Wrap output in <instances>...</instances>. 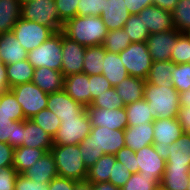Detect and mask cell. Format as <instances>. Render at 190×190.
Wrapping results in <instances>:
<instances>
[{
    "mask_svg": "<svg viewBox=\"0 0 190 190\" xmlns=\"http://www.w3.org/2000/svg\"><path fill=\"white\" fill-rule=\"evenodd\" d=\"M124 130L108 127H92L89 135L80 143V154L87 169L104 154L115 155L125 147Z\"/></svg>",
    "mask_w": 190,
    "mask_h": 190,
    "instance_id": "1",
    "label": "cell"
},
{
    "mask_svg": "<svg viewBox=\"0 0 190 190\" xmlns=\"http://www.w3.org/2000/svg\"><path fill=\"white\" fill-rule=\"evenodd\" d=\"M62 32L85 47L102 45L108 29L101 16H75L64 23Z\"/></svg>",
    "mask_w": 190,
    "mask_h": 190,
    "instance_id": "2",
    "label": "cell"
},
{
    "mask_svg": "<svg viewBox=\"0 0 190 190\" xmlns=\"http://www.w3.org/2000/svg\"><path fill=\"white\" fill-rule=\"evenodd\" d=\"M179 92L174 86L144 85V99L151 108L152 118H175L179 111Z\"/></svg>",
    "mask_w": 190,
    "mask_h": 190,
    "instance_id": "3",
    "label": "cell"
},
{
    "mask_svg": "<svg viewBox=\"0 0 190 190\" xmlns=\"http://www.w3.org/2000/svg\"><path fill=\"white\" fill-rule=\"evenodd\" d=\"M59 177L73 180H85L88 169L80 154L78 145H53L50 149Z\"/></svg>",
    "mask_w": 190,
    "mask_h": 190,
    "instance_id": "4",
    "label": "cell"
},
{
    "mask_svg": "<svg viewBox=\"0 0 190 190\" xmlns=\"http://www.w3.org/2000/svg\"><path fill=\"white\" fill-rule=\"evenodd\" d=\"M20 15L22 19L47 26L54 32L63 30L64 23L58 16L55 0L24 1Z\"/></svg>",
    "mask_w": 190,
    "mask_h": 190,
    "instance_id": "5",
    "label": "cell"
},
{
    "mask_svg": "<svg viewBox=\"0 0 190 190\" xmlns=\"http://www.w3.org/2000/svg\"><path fill=\"white\" fill-rule=\"evenodd\" d=\"M62 31L55 32L40 46L28 52V61L36 69L47 67L61 71Z\"/></svg>",
    "mask_w": 190,
    "mask_h": 190,
    "instance_id": "6",
    "label": "cell"
},
{
    "mask_svg": "<svg viewBox=\"0 0 190 190\" xmlns=\"http://www.w3.org/2000/svg\"><path fill=\"white\" fill-rule=\"evenodd\" d=\"M92 125L86 108L75 118H63L57 133L53 137V145H78L90 133Z\"/></svg>",
    "mask_w": 190,
    "mask_h": 190,
    "instance_id": "7",
    "label": "cell"
},
{
    "mask_svg": "<svg viewBox=\"0 0 190 190\" xmlns=\"http://www.w3.org/2000/svg\"><path fill=\"white\" fill-rule=\"evenodd\" d=\"M119 56L129 76L147 79L153 62L146 42L131 43Z\"/></svg>",
    "mask_w": 190,
    "mask_h": 190,
    "instance_id": "8",
    "label": "cell"
},
{
    "mask_svg": "<svg viewBox=\"0 0 190 190\" xmlns=\"http://www.w3.org/2000/svg\"><path fill=\"white\" fill-rule=\"evenodd\" d=\"M17 102L21 105L24 117L31 119L43 109H47L48 94L32 81L10 88Z\"/></svg>",
    "mask_w": 190,
    "mask_h": 190,
    "instance_id": "9",
    "label": "cell"
},
{
    "mask_svg": "<svg viewBox=\"0 0 190 190\" xmlns=\"http://www.w3.org/2000/svg\"><path fill=\"white\" fill-rule=\"evenodd\" d=\"M12 32L27 52L40 46L55 33L47 26L22 18L15 24Z\"/></svg>",
    "mask_w": 190,
    "mask_h": 190,
    "instance_id": "10",
    "label": "cell"
},
{
    "mask_svg": "<svg viewBox=\"0 0 190 190\" xmlns=\"http://www.w3.org/2000/svg\"><path fill=\"white\" fill-rule=\"evenodd\" d=\"M139 175L149 179H161L166 168V159L153 144L142 147L135 152Z\"/></svg>",
    "mask_w": 190,
    "mask_h": 190,
    "instance_id": "11",
    "label": "cell"
},
{
    "mask_svg": "<svg viewBox=\"0 0 190 190\" xmlns=\"http://www.w3.org/2000/svg\"><path fill=\"white\" fill-rule=\"evenodd\" d=\"M166 159L165 170H184L190 173V134L183 133L171 147L162 151Z\"/></svg>",
    "mask_w": 190,
    "mask_h": 190,
    "instance_id": "12",
    "label": "cell"
},
{
    "mask_svg": "<svg viewBox=\"0 0 190 190\" xmlns=\"http://www.w3.org/2000/svg\"><path fill=\"white\" fill-rule=\"evenodd\" d=\"M62 66L61 73L64 77L82 73L83 59L86 47L70 39L62 32Z\"/></svg>",
    "mask_w": 190,
    "mask_h": 190,
    "instance_id": "13",
    "label": "cell"
},
{
    "mask_svg": "<svg viewBox=\"0 0 190 190\" xmlns=\"http://www.w3.org/2000/svg\"><path fill=\"white\" fill-rule=\"evenodd\" d=\"M92 127H108L109 129L125 130L128 126L125 107L116 109L86 107Z\"/></svg>",
    "mask_w": 190,
    "mask_h": 190,
    "instance_id": "14",
    "label": "cell"
},
{
    "mask_svg": "<svg viewBox=\"0 0 190 190\" xmlns=\"http://www.w3.org/2000/svg\"><path fill=\"white\" fill-rule=\"evenodd\" d=\"M154 125V148L162 152L171 147L183 133L179 121L175 118H158L153 121Z\"/></svg>",
    "mask_w": 190,
    "mask_h": 190,
    "instance_id": "15",
    "label": "cell"
},
{
    "mask_svg": "<svg viewBox=\"0 0 190 190\" xmlns=\"http://www.w3.org/2000/svg\"><path fill=\"white\" fill-rule=\"evenodd\" d=\"M180 34L176 28L167 32L150 34L146 44L152 62L171 60V49L176 45Z\"/></svg>",
    "mask_w": 190,
    "mask_h": 190,
    "instance_id": "16",
    "label": "cell"
},
{
    "mask_svg": "<svg viewBox=\"0 0 190 190\" xmlns=\"http://www.w3.org/2000/svg\"><path fill=\"white\" fill-rule=\"evenodd\" d=\"M150 34L167 32L175 29L172 12L166 11L155 5L142 9L138 14Z\"/></svg>",
    "mask_w": 190,
    "mask_h": 190,
    "instance_id": "17",
    "label": "cell"
},
{
    "mask_svg": "<svg viewBox=\"0 0 190 190\" xmlns=\"http://www.w3.org/2000/svg\"><path fill=\"white\" fill-rule=\"evenodd\" d=\"M86 107L74 101L64 90L48 94L47 109L56 114L62 121L63 118H75Z\"/></svg>",
    "mask_w": 190,
    "mask_h": 190,
    "instance_id": "18",
    "label": "cell"
},
{
    "mask_svg": "<svg viewBox=\"0 0 190 190\" xmlns=\"http://www.w3.org/2000/svg\"><path fill=\"white\" fill-rule=\"evenodd\" d=\"M63 90L85 107L91 105L89 75L82 72L64 77Z\"/></svg>",
    "mask_w": 190,
    "mask_h": 190,
    "instance_id": "19",
    "label": "cell"
},
{
    "mask_svg": "<svg viewBox=\"0 0 190 190\" xmlns=\"http://www.w3.org/2000/svg\"><path fill=\"white\" fill-rule=\"evenodd\" d=\"M100 16L108 31H112L123 28L131 14L124 0H106Z\"/></svg>",
    "mask_w": 190,
    "mask_h": 190,
    "instance_id": "20",
    "label": "cell"
},
{
    "mask_svg": "<svg viewBox=\"0 0 190 190\" xmlns=\"http://www.w3.org/2000/svg\"><path fill=\"white\" fill-rule=\"evenodd\" d=\"M154 125L153 122H145L135 126H127L124 130L125 146L134 152L142 147L154 143Z\"/></svg>",
    "mask_w": 190,
    "mask_h": 190,
    "instance_id": "21",
    "label": "cell"
},
{
    "mask_svg": "<svg viewBox=\"0 0 190 190\" xmlns=\"http://www.w3.org/2000/svg\"><path fill=\"white\" fill-rule=\"evenodd\" d=\"M22 146L50 151L53 138L31 119L23 120Z\"/></svg>",
    "mask_w": 190,
    "mask_h": 190,
    "instance_id": "22",
    "label": "cell"
},
{
    "mask_svg": "<svg viewBox=\"0 0 190 190\" xmlns=\"http://www.w3.org/2000/svg\"><path fill=\"white\" fill-rule=\"evenodd\" d=\"M22 174L34 182L48 185L58 176L56 164L51 152H46L45 155Z\"/></svg>",
    "mask_w": 190,
    "mask_h": 190,
    "instance_id": "23",
    "label": "cell"
},
{
    "mask_svg": "<svg viewBox=\"0 0 190 190\" xmlns=\"http://www.w3.org/2000/svg\"><path fill=\"white\" fill-rule=\"evenodd\" d=\"M63 80L64 76L61 71L44 66L36 68L32 78V82L46 94L63 90Z\"/></svg>",
    "mask_w": 190,
    "mask_h": 190,
    "instance_id": "24",
    "label": "cell"
},
{
    "mask_svg": "<svg viewBox=\"0 0 190 190\" xmlns=\"http://www.w3.org/2000/svg\"><path fill=\"white\" fill-rule=\"evenodd\" d=\"M0 54L5 65L26 60L28 57V52L20 45L12 31L0 36Z\"/></svg>",
    "mask_w": 190,
    "mask_h": 190,
    "instance_id": "25",
    "label": "cell"
},
{
    "mask_svg": "<svg viewBox=\"0 0 190 190\" xmlns=\"http://www.w3.org/2000/svg\"><path fill=\"white\" fill-rule=\"evenodd\" d=\"M145 82V79L128 76L114 86V88L119 97L124 101L125 105H127L144 98Z\"/></svg>",
    "mask_w": 190,
    "mask_h": 190,
    "instance_id": "26",
    "label": "cell"
},
{
    "mask_svg": "<svg viewBox=\"0 0 190 190\" xmlns=\"http://www.w3.org/2000/svg\"><path fill=\"white\" fill-rule=\"evenodd\" d=\"M102 74L113 87L129 76L119 54L107 50L103 59Z\"/></svg>",
    "mask_w": 190,
    "mask_h": 190,
    "instance_id": "27",
    "label": "cell"
},
{
    "mask_svg": "<svg viewBox=\"0 0 190 190\" xmlns=\"http://www.w3.org/2000/svg\"><path fill=\"white\" fill-rule=\"evenodd\" d=\"M20 0H0V36L11 32L21 18Z\"/></svg>",
    "mask_w": 190,
    "mask_h": 190,
    "instance_id": "28",
    "label": "cell"
},
{
    "mask_svg": "<svg viewBox=\"0 0 190 190\" xmlns=\"http://www.w3.org/2000/svg\"><path fill=\"white\" fill-rule=\"evenodd\" d=\"M47 151L26 146L14 148L13 168L18 174H22L33 166Z\"/></svg>",
    "mask_w": 190,
    "mask_h": 190,
    "instance_id": "29",
    "label": "cell"
},
{
    "mask_svg": "<svg viewBox=\"0 0 190 190\" xmlns=\"http://www.w3.org/2000/svg\"><path fill=\"white\" fill-rule=\"evenodd\" d=\"M35 68L28 59L6 65V75L9 87L31 82Z\"/></svg>",
    "mask_w": 190,
    "mask_h": 190,
    "instance_id": "30",
    "label": "cell"
},
{
    "mask_svg": "<svg viewBox=\"0 0 190 190\" xmlns=\"http://www.w3.org/2000/svg\"><path fill=\"white\" fill-rule=\"evenodd\" d=\"M175 65L176 64L171 60L153 62L146 82L158 86H173L172 71L174 70Z\"/></svg>",
    "mask_w": 190,
    "mask_h": 190,
    "instance_id": "31",
    "label": "cell"
},
{
    "mask_svg": "<svg viewBox=\"0 0 190 190\" xmlns=\"http://www.w3.org/2000/svg\"><path fill=\"white\" fill-rule=\"evenodd\" d=\"M116 161L115 155L104 154L93 166L88 169L86 179L91 183L107 182L112 174L113 165Z\"/></svg>",
    "mask_w": 190,
    "mask_h": 190,
    "instance_id": "32",
    "label": "cell"
},
{
    "mask_svg": "<svg viewBox=\"0 0 190 190\" xmlns=\"http://www.w3.org/2000/svg\"><path fill=\"white\" fill-rule=\"evenodd\" d=\"M25 119L15 95L10 90L0 94V120L23 121Z\"/></svg>",
    "mask_w": 190,
    "mask_h": 190,
    "instance_id": "33",
    "label": "cell"
},
{
    "mask_svg": "<svg viewBox=\"0 0 190 190\" xmlns=\"http://www.w3.org/2000/svg\"><path fill=\"white\" fill-rule=\"evenodd\" d=\"M23 121L0 120V142L13 148L22 146Z\"/></svg>",
    "mask_w": 190,
    "mask_h": 190,
    "instance_id": "34",
    "label": "cell"
},
{
    "mask_svg": "<svg viewBox=\"0 0 190 190\" xmlns=\"http://www.w3.org/2000/svg\"><path fill=\"white\" fill-rule=\"evenodd\" d=\"M105 53L106 49L102 45L86 47L83 59V73L87 75L102 74Z\"/></svg>",
    "mask_w": 190,
    "mask_h": 190,
    "instance_id": "35",
    "label": "cell"
},
{
    "mask_svg": "<svg viewBox=\"0 0 190 190\" xmlns=\"http://www.w3.org/2000/svg\"><path fill=\"white\" fill-rule=\"evenodd\" d=\"M128 126H135L144 124L145 122H153L151 115V108L148 102L143 98L142 100L127 104L125 106Z\"/></svg>",
    "mask_w": 190,
    "mask_h": 190,
    "instance_id": "36",
    "label": "cell"
},
{
    "mask_svg": "<svg viewBox=\"0 0 190 190\" xmlns=\"http://www.w3.org/2000/svg\"><path fill=\"white\" fill-rule=\"evenodd\" d=\"M172 19L178 32L190 34V0H178Z\"/></svg>",
    "mask_w": 190,
    "mask_h": 190,
    "instance_id": "37",
    "label": "cell"
},
{
    "mask_svg": "<svg viewBox=\"0 0 190 190\" xmlns=\"http://www.w3.org/2000/svg\"><path fill=\"white\" fill-rule=\"evenodd\" d=\"M131 40L126 31L121 29H115L112 31H108L102 46L110 52L120 53L124 49H126L130 44Z\"/></svg>",
    "mask_w": 190,
    "mask_h": 190,
    "instance_id": "38",
    "label": "cell"
},
{
    "mask_svg": "<svg viewBox=\"0 0 190 190\" xmlns=\"http://www.w3.org/2000/svg\"><path fill=\"white\" fill-rule=\"evenodd\" d=\"M190 173L184 170H165L160 184L167 190H187Z\"/></svg>",
    "mask_w": 190,
    "mask_h": 190,
    "instance_id": "39",
    "label": "cell"
},
{
    "mask_svg": "<svg viewBox=\"0 0 190 190\" xmlns=\"http://www.w3.org/2000/svg\"><path fill=\"white\" fill-rule=\"evenodd\" d=\"M123 29L129 35L132 43L146 42L147 38L150 36L148 29L142 22V18L138 15H131L126 21Z\"/></svg>",
    "mask_w": 190,
    "mask_h": 190,
    "instance_id": "40",
    "label": "cell"
},
{
    "mask_svg": "<svg viewBox=\"0 0 190 190\" xmlns=\"http://www.w3.org/2000/svg\"><path fill=\"white\" fill-rule=\"evenodd\" d=\"M31 120L44 129L52 138L57 133L61 123L59 117L48 109L41 110Z\"/></svg>",
    "mask_w": 190,
    "mask_h": 190,
    "instance_id": "41",
    "label": "cell"
},
{
    "mask_svg": "<svg viewBox=\"0 0 190 190\" xmlns=\"http://www.w3.org/2000/svg\"><path fill=\"white\" fill-rule=\"evenodd\" d=\"M171 61L175 64L190 63V34L181 33L171 49Z\"/></svg>",
    "mask_w": 190,
    "mask_h": 190,
    "instance_id": "42",
    "label": "cell"
},
{
    "mask_svg": "<svg viewBox=\"0 0 190 190\" xmlns=\"http://www.w3.org/2000/svg\"><path fill=\"white\" fill-rule=\"evenodd\" d=\"M95 108L116 109L125 107L124 101L116 93L115 88L112 87L103 94L98 95L91 104Z\"/></svg>",
    "mask_w": 190,
    "mask_h": 190,
    "instance_id": "43",
    "label": "cell"
},
{
    "mask_svg": "<svg viewBox=\"0 0 190 190\" xmlns=\"http://www.w3.org/2000/svg\"><path fill=\"white\" fill-rule=\"evenodd\" d=\"M172 84L179 93L190 88V63L175 65L172 71Z\"/></svg>",
    "mask_w": 190,
    "mask_h": 190,
    "instance_id": "44",
    "label": "cell"
},
{
    "mask_svg": "<svg viewBox=\"0 0 190 190\" xmlns=\"http://www.w3.org/2000/svg\"><path fill=\"white\" fill-rule=\"evenodd\" d=\"M160 181L161 179H149L139 173H133L121 190H154Z\"/></svg>",
    "mask_w": 190,
    "mask_h": 190,
    "instance_id": "45",
    "label": "cell"
},
{
    "mask_svg": "<svg viewBox=\"0 0 190 190\" xmlns=\"http://www.w3.org/2000/svg\"><path fill=\"white\" fill-rule=\"evenodd\" d=\"M77 16H100L106 0H78Z\"/></svg>",
    "mask_w": 190,
    "mask_h": 190,
    "instance_id": "46",
    "label": "cell"
},
{
    "mask_svg": "<svg viewBox=\"0 0 190 190\" xmlns=\"http://www.w3.org/2000/svg\"><path fill=\"white\" fill-rule=\"evenodd\" d=\"M78 2V0H55L58 16L63 23L77 16Z\"/></svg>",
    "mask_w": 190,
    "mask_h": 190,
    "instance_id": "47",
    "label": "cell"
},
{
    "mask_svg": "<svg viewBox=\"0 0 190 190\" xmlns=\"http://www.w3.org/2000/svg\"><path fill=\"white\" fill-rule=\"evenodd\" d=\"M132 173L120 161H115L112 174H110L109 182L113 185L122 188L130 179Z\"/></svg>",
    "mask_w": 190,
    "mask_h": 190,
    "instance_id": "48",
    "label": "cell"
},
{
    "mask_svg": "<svg viewBox=\"0 0 190 190\" xmlns=\"http://www.w3.org/2000/svg\"><path fill=\"white\" fill-rule=\"evenodd\" d=\"M89 82L91 104L98 95L103 94V92L113 87L103 74L89 75Z\"/></svg>",
    "mask_w": 190,
    "mask_h": 190,
    "instance_id": "49",
    "label": "cell"
},
{
    "mask_svg": "<svg viewBox=\"0 0 190 190\" xmlns=\"http://www.w3.org/2000/svg\"><path fill=\"white\" fill-rule=\"evenodd\" d=\"M116 160L120 161L122 164L133 173H138V166H136V155L135 152L129 147H122L116 154Z\"/></svg>",
    "mask_w": 190,
    "mask_h": 190,
    "instance_id": "50",
    "label": "cell"
},
{
    "mask_svg": "<svg viewBox=\"0 0 190 190\" xmlns=\"http://www.w3.org/2000/svg\"><path fill=\"white\" fill-rule=\"evenodd\" d=\"M18 173L12 167L0 169V190H15V182Z\"/></svg>",
    "mask_w": 190,
    "mask_h": 190,
    "instance_id": "51",
    "label": "cell"
},
{
    "mask_svg": "<svg viewBox=\"0 0 190 190\" xmlns=\"http://www.w3.org/2000/svg\"><path fill=\"white\" fill-rule=\"evenodd\" d=\"M15 190H48V185L34 182L23 174H18L15 182Z\"/></svg>",
    "mask_w": 190,
    "mask_h": 190,
    "instance_id": "52",
    "label": "cell"
},
{
    "mask_svg": "<svg viewBox=\"0 0 190 190\" xmlns=\"http://www.w3.org/2000/svg\"><path fill=\"white\" fill-rule=\"evenodd\" d=\"M14 148L8 144L0 142V169L13 166Z\"/></svg>",
    "mask_w": 190,
    "mask_h": 190,
    "instance_id": "53",
    "label": "cell"
},
{
    "mask_svg": "<svg viewBox=\"0 0 190 190\" xmlns=\"http://www.w3.org/2000/svg\"><path fill=\"white\" fill-rule=\"evenodd\" d=\"M76 181L57 176L48 184V190H74Z\"/></svg>",
    "mask_w": 190,
    "mask_h": 190,
    "instance_id": "54",
    "label": "cell"
},
{
    "mask_svg": "<svg viewBox=\"0 0 190 190\" xmlns=\"http://www.w3.org/2000/svg\"><path fill=\"white\" fill-rule=\"evenodd\" d=\"M176 119L179 121L184 133L190 134V107L180 106Z\"/></svg>",
    "mask_w": 190,
    "mask_h": 190,
    "instance_id": "55",
    "label": "cell"
},
{
    "mask_svg": "<svg viewBox=\"0 0 190 190\" xmlns=\"http://www.w3.org/2000/svg\"><path fill=\"white\" fill-rule=\"evenodd\" d=\"M131 15H137L142 9L153 5L152 0H124Z\"/></svg>",
    "mask_w": 190,
    "mask_h": 190,
    "instance_id": "56",
    "label": "cell"
},
{
    "mask_svg": "<svg viewBox=\"0 0 190 190\" xmlns=\"http://www.w3.org/2000/svg\"><path fill=\"white\" fill-rule=\"evenodd\" d=\"M177 2L178 0H152L153 5L170 12L175 9Z\"/></svg>",
    "mask_w": 190,
    "mask_h": 190,
    "instance_id": "57",
    "label": "cell"
},
{
    "mask_svg": "<svg viewBox=\"0 0 190 190\" xmlns=\"http://www.w3.org/2000/svg\"><path fill=\"white\" fill-rule=\"evenodd\" d=\"M10 90L7 75H6V65L0 66V94Z\"/></svg>",
    "mask_w": 190,
    "mask_h": 190,
    "instance_id": "58",
    "label": "cell"
},
{
    "mask_svg": "<svg viewBox=\"0 0 190 190\" xmlns=\"http://www.w3.org/2000/svg\"><path fill=\"white\" fill-rule=\"evenodd\" d=\"M92 190H121L120 187L113 185L111 182L92 183Z\"/></svg>",
    "mask_w": 190,
    "mask_h": 190,
    "instance_id": "59",
    "label": "cell"
},
{
    "mask_svg": "<svg viewBox=\"0 0 190 190\" xmlns=\"http://www.w3.org/2000/svg\"><path fill=\"white\" fill-rule=\"evenodd\" d=\"M179 105L190 107V88L179 94Z\"/></svg>",
    "mask_w": 190,
    "mask_h": 190,
    "instance_id": "60",
    "label": "cell"
},
{
    "mask_svg": "<svg viewBox=\"0 0 190 190\" xmlns=\"http://www.w3.org/2000/svg\"><path fill=\"white\" fill-rule=\"evenodd\" d=\"M74 190H92V183L87 179L77 180Z\"/></svg>",
    "mask_w": 190,
    "mask_h": 190,
    "instance_id": "61",
    "label": "cell"
},
{
    "mask_svg": "<svg viewBox=\"0 0 190 190\" xmlns=\"http://www.w3.org/2000/svg\"><path fill=\"white\" fill-rule=\"evenodd\" d=\"M154 190H167L165 187H163L161 184H158Z\"/></svg>",
    "mask_w": 190,
    "mask_h": 190,
    "instance_id": "62",
    "label": "cell"
},
{
    "mask_svg": "<svg viewBox=\"0 0 190 190\" xmlns=\"http://www.w3.org/2000/svg\"><path fill=\"white\" fill-rule=\"evenodd\" d=\"M3 65V61H2V58H1V54H0V66Z\"/></svg>",
    "mask_w": 190,
    "mask_h": 190,
    "instance_id": "63",
    "label": "cell"
},
{
    "mask_svg": "<svg viewBox=\"0 0 190 190\" xmlns=\"http://www.w3.org/2000/svg\"><path fill=\"white\" fill-rule=\"evenodd\" d=\"M187 190H190V179H189V183H188V188Z\"/></svg>",
    "mask_w": 190,
    "mask_h": 190,
    "instance_id": "64",
    "label": "cell"
}]
</instances>
